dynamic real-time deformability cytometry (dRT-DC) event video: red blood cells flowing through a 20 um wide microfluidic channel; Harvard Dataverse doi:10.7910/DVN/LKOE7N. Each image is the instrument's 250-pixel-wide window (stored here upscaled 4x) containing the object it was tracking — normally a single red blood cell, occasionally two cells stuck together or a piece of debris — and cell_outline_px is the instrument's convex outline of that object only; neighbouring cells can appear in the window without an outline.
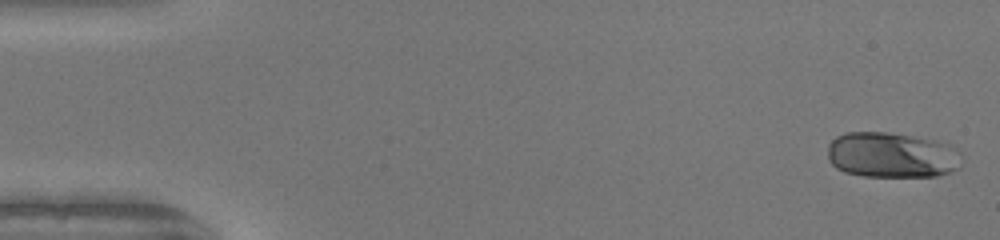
{"species": "human", "species_latin": "Homo sapiens", "temperature_condition": "warm", "stored_images_in_passage": 49, "camera_frame_rate_fps": 3000, "um_per_image_px": 0.085, "donor": {"sex": "female"}, "frame": {"image": 1, "passage_image": 1, "time_ms": 0.0, "image_size_px": [1000, 240], "cell_outline_px": [[960, 152], [956, 168], [948, 172], [936, 176], [864, 176], [844, 172], [836, 168], [828, 160], [828, 144], [836, 136], [844, 132], [888, 132], [936, 140], [952, 144]], "centroid_in_image_um": [75.75, 13.16], "position_along_channel_um": 9.3, "area_um2": 35.6}}
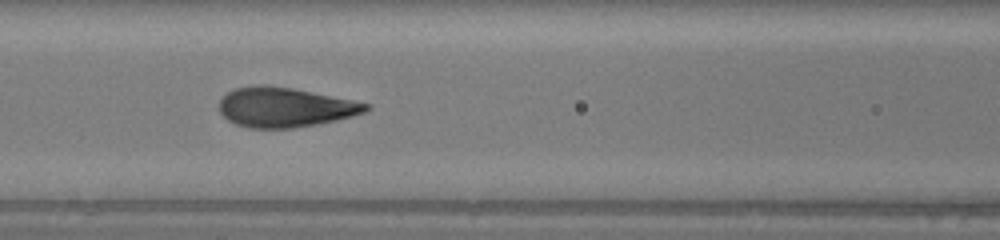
{"frame": {"image": 2, "passage_image": 21, "time_ms": 6.667, "image_size_px": [1000, 240], "cell_outline_px": [[372, 108], [364, 112], [352, 116], [336, 120], [316, 124], [292, 128], [248, 128], [236, 124], [228, 120], [220, 112], [220, 100], [228, 92], [236, 88], [256, 84], [264, 84], [292, 88], [352, 100], [368, 104]], "centroid_in_image_um": [24.2, 9.11], "position_along_channel_um": 142.4, "area_um2": 33.7}}
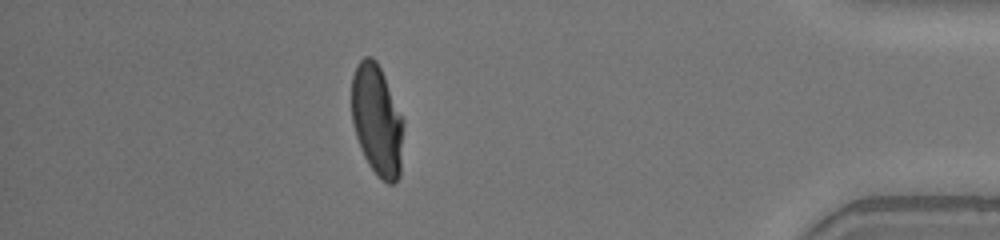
{"frame": {"image": 3, "passage_image": 43, "time_ms": 14.0, "image_size_px": [1000, 240], "cell_outline_px": [[404, 124], [400, 176], [392, 184], [388, 184], [376, 176], [368, 164], [364, 156], [356, 136], [352, 120], [352, 76], [356, 64], [364, 56], [372, 56], [376, 60], [384, 76], [404, 120]], "centroid_in_image_um": [32.05, 10.23], "position_along_channel_um": 403.1, "area_um2": 33.76}, "authors_computed_cell_mechanics": {"area_um2": 33.7552, "velocity_mm_per_s": 4.1965, "shape_relaxation_time_tau1_ms": 2.9018, "shape_relaxation_time_tau2_ms": null, "deformation_change_tau1": 0.1955, "deformation_change_tau2": null}}